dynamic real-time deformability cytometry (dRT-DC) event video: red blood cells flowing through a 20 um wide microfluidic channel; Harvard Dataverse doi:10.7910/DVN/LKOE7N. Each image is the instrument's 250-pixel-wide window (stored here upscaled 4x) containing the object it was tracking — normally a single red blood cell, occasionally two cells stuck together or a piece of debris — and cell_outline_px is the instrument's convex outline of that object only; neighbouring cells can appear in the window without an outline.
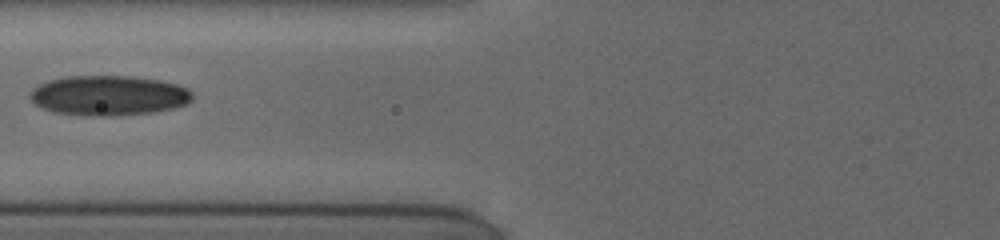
{"species": "human", "species_latin": "Homo sapiens", "temperature_condition": "cold", "stored_images_in_passage": 4, "camera_frame_rate_fps": 3000, "um_per_image_px": 0.085, "donor": {"sex": "female"}, "frame": {"image": 1, "passage_image": 3, "time_ms": 2.333, "image_size_px": [1000, 240], "cell_outline_px": [[192, 100], [188, 104], [176, 108], [156, 112], [108, 116], [84, 116], [52, 112], [36, 104], [28, 96], [28, 92], [32, 88], [48, 80], [64, 76], [132, 76], [160, 80], [176, 84], [188, 88], [192, 92]], "centroid_in_image_um": [9.24, 8.12], "position_along_channel_um": 116.6, "area_um2": 38.32}}
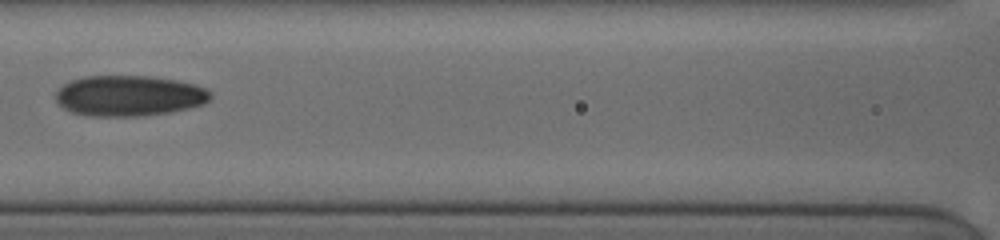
{"frame": {"image": 2, "passage_image": 4, "time_ms": 3.333, "image_size_px": [1000, 240], "cell_outline_px": [[212, 96], [204, 104], [172, 112], [144, 116], [88, 116], [72, 112], [64, 108], [56, 100], [56, 92], [64, 84], [72, 80], [84, 76], [152, 76], [176, 80], [196, 84], [208, 88], [212, 92]], "centroid_in_image_um": [11.02, 8.14], "position_along_channel_um": 155.6, "area_um2": 36.93}}